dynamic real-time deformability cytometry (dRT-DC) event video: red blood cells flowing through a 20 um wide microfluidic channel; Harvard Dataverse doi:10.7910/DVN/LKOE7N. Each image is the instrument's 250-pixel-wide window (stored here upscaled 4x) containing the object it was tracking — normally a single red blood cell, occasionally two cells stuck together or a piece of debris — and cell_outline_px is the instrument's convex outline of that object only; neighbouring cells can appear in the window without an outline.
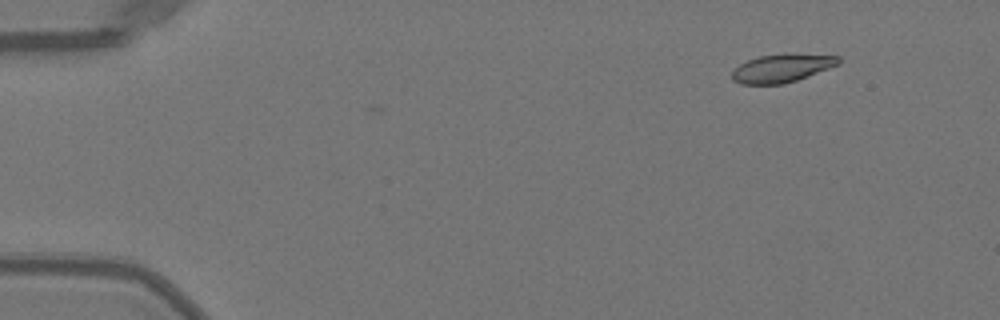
{"species": "Egyptian fruit bat (a non-hibernating species)", "species_latin": "Rousettus aegyptiacus", "temperature_condition": "warm", "stored_images_in_passage": 2, "camera_frame_rate_fps": 3000, "um_per_image_px": 0.085, "animal": {"sex": "female"}, "frame": {"image": 1, "passage_image": 2, "time_ms": 0.333, "image_size_px": [1000, 320], "cell_outline_px": [[840, 64], [808, 76], [796, 80], [780, 84], [740, 84], [732, 80], [732, 68], [748, 60], [760, 56], [784, 52], [840, 56]], "centroid_in_image_um": [66.45, 5.77], "position_along_channel_um": 18.5, "area_um2": 17.8}}